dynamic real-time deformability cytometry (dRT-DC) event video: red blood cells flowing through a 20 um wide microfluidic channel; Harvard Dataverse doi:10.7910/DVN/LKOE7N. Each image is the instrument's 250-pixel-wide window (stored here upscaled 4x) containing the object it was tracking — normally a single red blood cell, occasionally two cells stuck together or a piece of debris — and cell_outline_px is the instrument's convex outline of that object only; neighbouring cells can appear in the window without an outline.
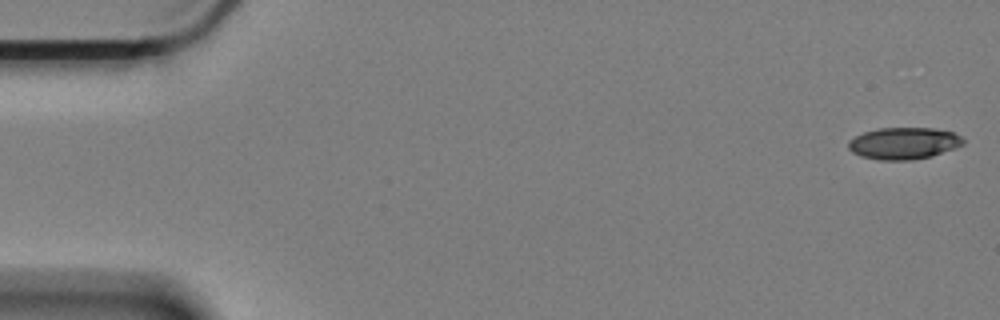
{"species": "Egyptian fruit bat (a non-hibernating species)", "species_latin": "Rousettus aegyptiacus", "temperature_condition": "cold", "stored_images_in_passage": 60, "segment_of_instrument_passage": [1, 2], "camera_frame_rate_fps": 3000, "um_per_image_px": 0.085, "animal": {"sex": "female"}, "frame": {"image": 1, "passage_image": 1, "time_ms": 0.0, "image_size_px": [1000, 320], "cell_outline_px": [[964, 144], [928, 156], [912, 160], [880, 160], [860, 156], [852, 152], [848, 148], [848, 140], [864, 132], [880, 128], [932, 128], [952, 132], [960, 136], [964, 140]], "centroid_in_image_um": [76.76, 12.17], "position_along_channel_um": 8.2, "area_um2": 20.98}}
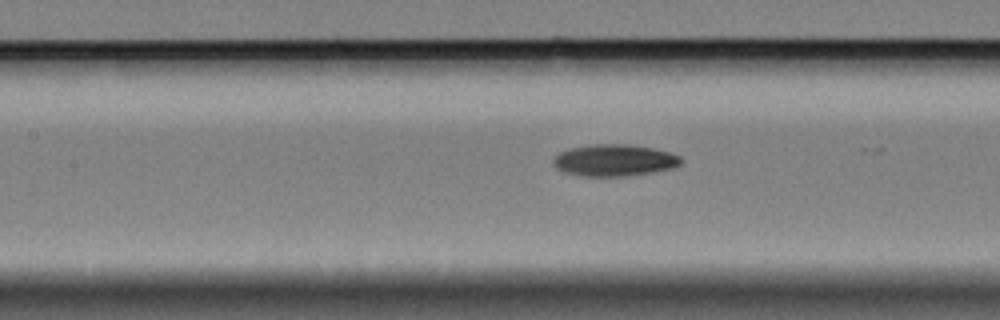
{"frame": {"image": 2, "passage_image": 26, "time_ms": 8.333, "image_size_px": [1000, 320], "cell_outline_px": [[680, 164], [672, 168], [652, 172], [620, 176], [584, 176], [564, 172], [556, 168], [552, 164], [552, 160], [560, 152], [572, 148], [592, 144], [632, 144], [652, 148], [668, 152], [680, 156]], "centroid_in_image_um": [52.19, 13.62], "position_along_channel_um": 155.2, "area_um2": 23.41}}
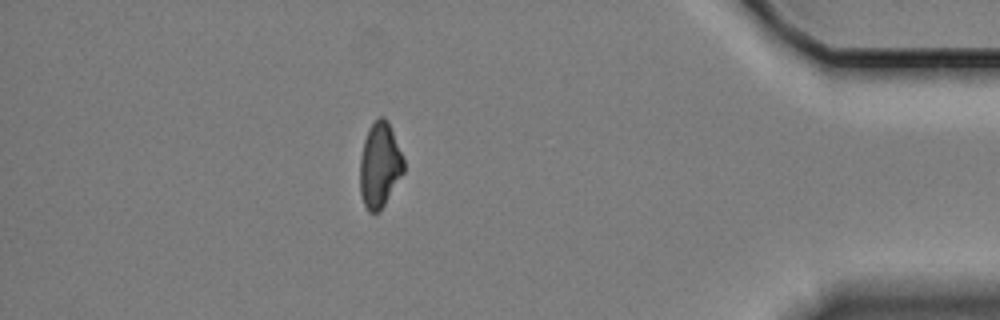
{"frame": {"image": 3, "passage_image": 52, "time_ms": 17.0, "image_size_px": [1000, 320], "cell_outline_px": [[404, 172], [380, 212], [368, 212], [364, 204], [360, 192], [360, 156], [364, 140], [368, 128], [380, 116], [384, 116], [388, 120], [404, 160]], "centroid_in_image_um": [32.27, 14.04], "position_along_channel_um": 402.9, "area_um2": 21.73}}